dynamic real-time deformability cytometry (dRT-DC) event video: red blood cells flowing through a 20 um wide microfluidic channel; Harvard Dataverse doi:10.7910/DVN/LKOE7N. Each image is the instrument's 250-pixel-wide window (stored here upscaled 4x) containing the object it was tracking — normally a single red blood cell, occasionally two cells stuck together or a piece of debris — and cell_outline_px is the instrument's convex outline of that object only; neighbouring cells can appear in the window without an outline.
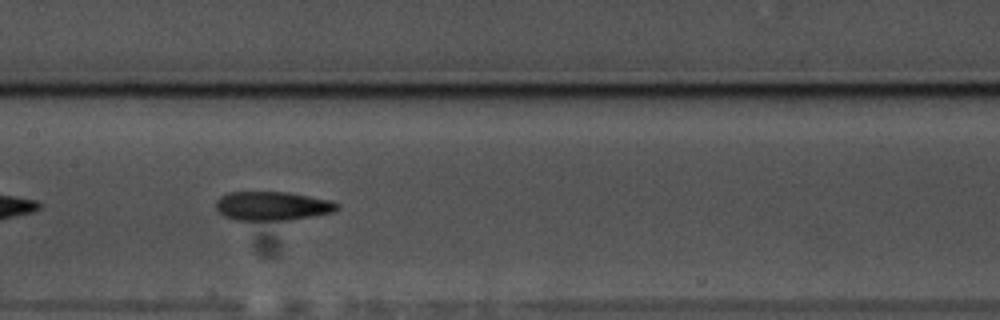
{"species": "common noctule bat (a hibernating species)", "species_latin": "Nyctalus noctula", "temperature_condition": "warm", "stored_images_in_passage": 38, "camera_frame_rate_fps": 3000, "um_per_image_px": 0.085, "animal": {"sex": "male", "body_mass_g": 17.5, "forearm_length_mm": 52.3}, "frame": {"image": 1, "passage_image": 12, "time_ms": 3.667, "image_size_px": [1000, 320], "cell_outline_px": [[340, 208], [332, 212], [312, 216], [288, 220], [236, 220], [224, 216], [216, 208], [216, 200], [220, 196], [228, 192], [288, 192], [328, 200], [340, 204]], "centroid_in_image_um": [23.13, 17.5], "position_along_channel_um": 184.3, "area_um2": 20.35}, "authors_computed_cell_mechanics": {"area_um2": 20.23, "velocity_mm_per_s": 3.548, "shape_relaxation_time_tau1_ms": 6.9487, "shape_relaxation_time_tau2_ms": 4.3676, "deformation_change_tau1": 0.1846, "deformation_change_tau2": 0.1128}}